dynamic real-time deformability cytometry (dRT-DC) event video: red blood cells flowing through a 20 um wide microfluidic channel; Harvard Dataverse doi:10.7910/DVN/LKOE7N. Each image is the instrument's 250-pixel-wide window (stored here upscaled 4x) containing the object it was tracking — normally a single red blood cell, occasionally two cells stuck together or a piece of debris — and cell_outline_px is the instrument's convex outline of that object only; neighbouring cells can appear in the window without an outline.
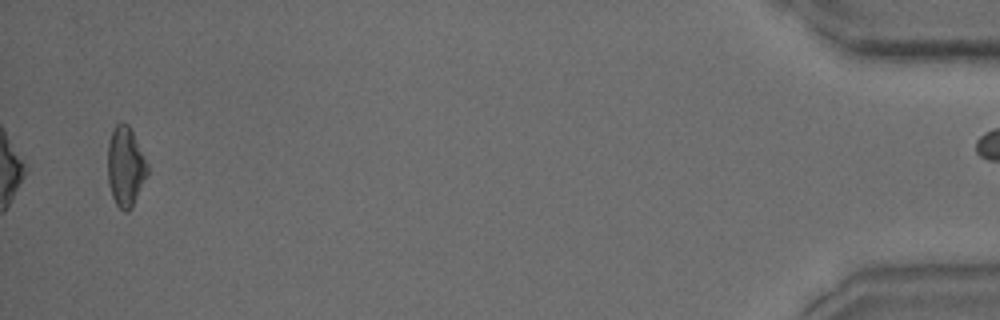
{"species": "common noctule bat (a hibernating species)", "species_latin": "Nyctalus noctula", "temperature_condition": "warm", "stored_images_in_passage": 29, "camera_frame_rate_fps": 3000, "um_per_image_px": 0.085, "animal": {"sex": "male", "body_mass_g": 15.6}, "frame": {"image": 1, "passage_image": 29, "time_ms": 9.333, "image_size_px": [1000, 320], "cell_outline_px": [[148, 176], [132, 208], [128, 212], [124, 212], [116, 204], [112, 196], [108, 184], [108, 144], [112, 128], [120, 120], [128, 124], [148, 164]], "centroid_in_image_um": [10.67, 14.17], "position_along_channel_um": 424.5, "area_um2": 18.73}}